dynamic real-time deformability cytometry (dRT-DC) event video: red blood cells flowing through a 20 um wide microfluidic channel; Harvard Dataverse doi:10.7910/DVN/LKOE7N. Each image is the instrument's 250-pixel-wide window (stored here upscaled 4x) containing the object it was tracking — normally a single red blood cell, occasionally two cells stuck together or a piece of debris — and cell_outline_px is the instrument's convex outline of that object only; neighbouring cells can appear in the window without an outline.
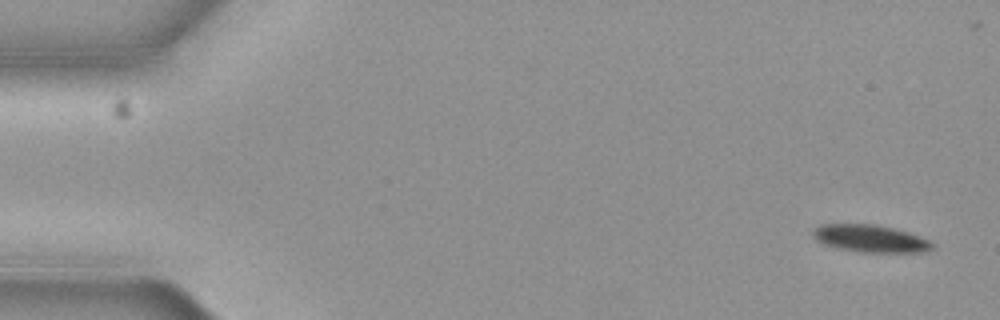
{"species": "common noctule bat (a hibernating species)", "species_latin": "Nyctalus noctula", "temperature_condition": "cold", "stored_images_in_passage": 5, "camera_frame_rate_fps": 3000, "um_per_image_px": 0.085, "animal": {"sex": "female", "body_mass_g": 19.3, "forearm_length_mm": 54.1}, "frame": {"image": 1, "passage_image": 1, "time_ms": 0.0, "image_size_px": [1000, 320], "cell_outline_px": [[936, 244], [932, 248], [920, 252], [860, 252], [840, 248], [824, 244], [816, 240], [812, 236], [812, 232], [820, 224], [876, 224], [908, 232], [928, 240]], "centroid_in_image_um": [73.96, 20.27], "position_along_channel_um": 11.0, "area_um2": 18.84}}